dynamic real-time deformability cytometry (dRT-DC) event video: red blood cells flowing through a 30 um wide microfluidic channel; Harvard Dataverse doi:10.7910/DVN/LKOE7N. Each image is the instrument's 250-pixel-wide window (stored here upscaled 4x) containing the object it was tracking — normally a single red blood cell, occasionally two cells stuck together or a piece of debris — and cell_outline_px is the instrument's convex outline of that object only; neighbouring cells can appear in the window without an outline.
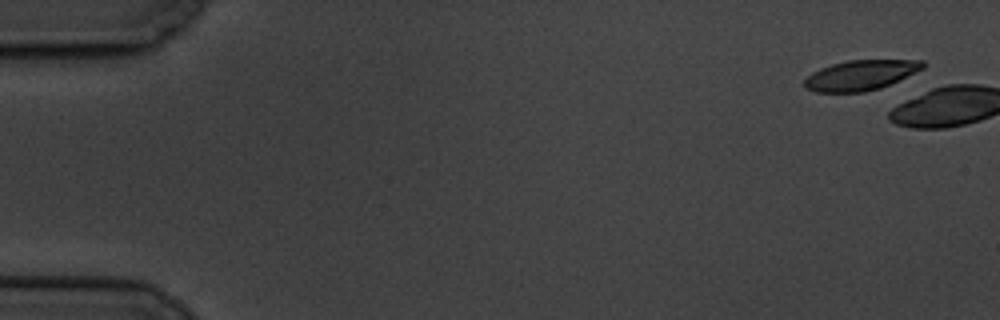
{"species": "common noctule bat (a hibernating species)", "species_latin": "Nyctalus noctula", "temperature_condition": "cold", "stored_images_in_passage": 2, "camera_frame_rate_fps": 3000, "um_per_image_px": 0.085, "animal": {"sex": "male", "body_mass_g": 19.5, "forearm_length_mm": 54.6}, "frame": {"image": 1, "passage_image": 1, "time_ms": 0.0, "image_size_px": [1000, 320], "cell_outline_px": [[924, 68], [880, 88], [864, 92], [816, 92], [804, 88], [804, 80], [812, 72], [820, 68], [832, 64], [848, 60], [924, 60]], "centroid_in_image_um": [73.11, 6.39], "position_along_channel_um": 11.9, "area_um2": 20.63}}